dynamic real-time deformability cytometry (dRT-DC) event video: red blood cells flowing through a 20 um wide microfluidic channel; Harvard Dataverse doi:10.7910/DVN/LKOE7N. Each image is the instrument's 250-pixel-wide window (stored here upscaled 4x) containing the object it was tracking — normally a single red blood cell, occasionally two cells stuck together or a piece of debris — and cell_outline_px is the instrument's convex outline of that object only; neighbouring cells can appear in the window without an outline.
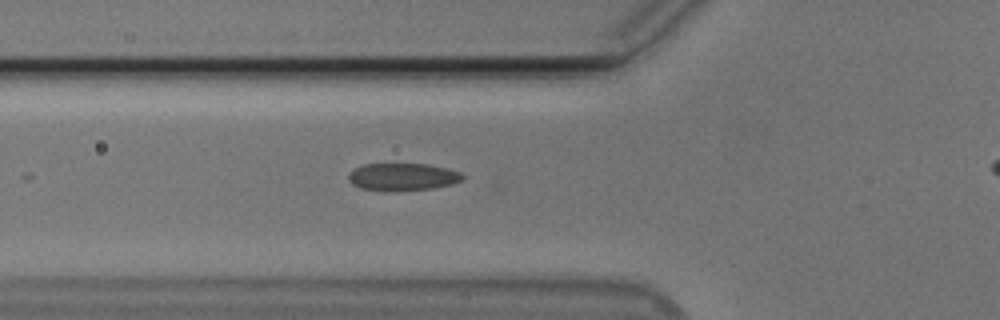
{"species": "Egyptian fruit bat (a non-hibernating species)", "species_latin": "Rousettus aegyptiacus", "temperature_condition": "cold", "stored_images_in_passage": 12, "camera_frame_rate_fps": 3000, "um_per_image_px": 0.085, "animal": {"sex": "male"}, "frame": {"image": 1, "passage_image": 2, "time_ms": 0.333, "image_size_px": [1000, 320], "cell_outline_px": [[464, 180], [452, 184], [432, 188], [396, 192], [360, 188], [352, 184], [348, 180], [348, 176], [356, 168], [364, 164], [428, 164], [448, 168], [460, 172], [464, 176]], "centroid_in_image_um": [34.26, 15.04], "position_along_channel_um": 91.5, "area_um2": 18.38}}
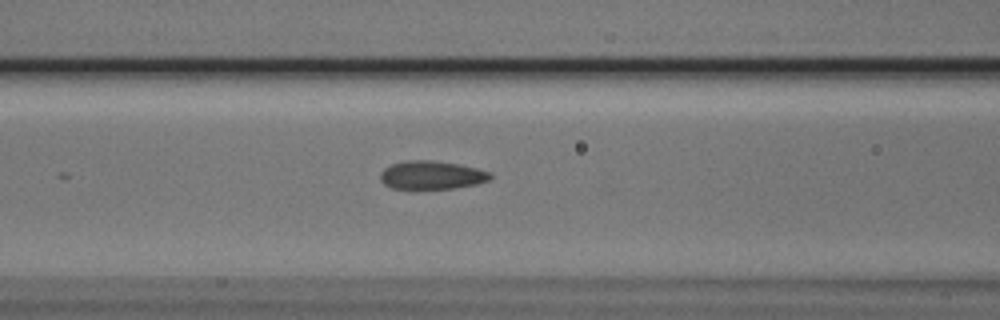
{"frame": {"image": 2, "passage_image": 5, "time_ms": 1.333, "image_size_px": [1000, 320], "cell_outline_px": [[492, 176], [488, 180], [476, 184], [452, 188], [416, 192], [392, 188], [384, 184], [380, 180], [380, 172], [384, 168], [392, 164], [408, 160], [432, 160], [460, 164], [492, 172]], "centroid_in_image_um": [36.64, 14.92], "position_along_channel_um": 130.0, "area_um2": 18.96}}
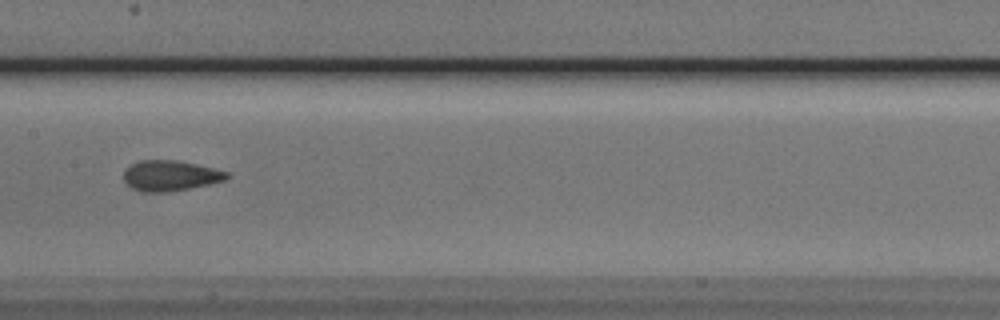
{"frame": {"image": 3, "passage_image": 10, "time_ms": 3.0, "image_size_px": [1000, 320], "cell_outline_px": [[228, 176], [224, 180], [208, 184], [168, 192], [140, 192], [132, 188], [124, 180], [124, 172], [132, 164], [140, 160], [176, 160], [212, 168], [228, 172]], "centroid_in_image_um": [14.44, 14.94], "position_along_channel_um": 193.0, "area_um2": 17.98}}